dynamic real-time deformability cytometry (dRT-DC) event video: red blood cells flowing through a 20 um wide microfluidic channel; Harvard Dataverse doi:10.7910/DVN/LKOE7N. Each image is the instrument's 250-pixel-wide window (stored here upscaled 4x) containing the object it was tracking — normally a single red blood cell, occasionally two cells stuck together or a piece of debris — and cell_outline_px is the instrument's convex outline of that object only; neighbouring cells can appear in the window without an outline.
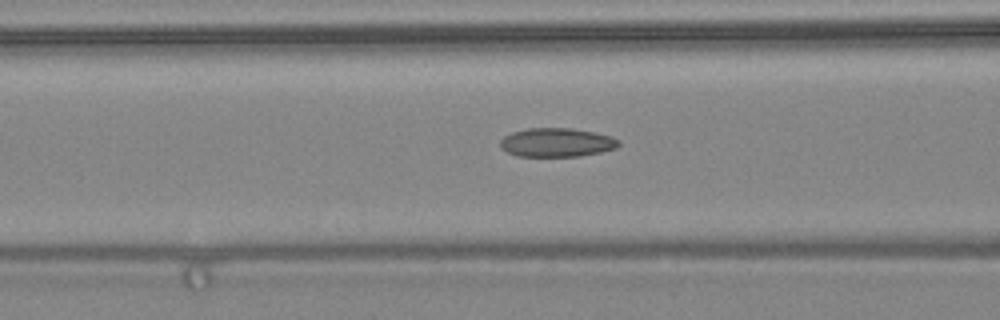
{"species": "common noctule bat (a hibernating species)", "species_latin": "Nyctalus noctula", "temperature_condition": "warm", "stored_images_in_passage": 30, "camera_frame_rate_fps": 3000, "um_per_image_px": 0.085, "animal": {"sex": "female", "body_mass_g": 24.6, "forearm_length_mm": 56.2}, "frame": {"image": 1, "passage_image": 12, "time_ms": 3.667, "image_size_px": [1000, 320], "cell_outline_px": [[620, 144], [616, 148], [600, 152], [580, 156], [516, 156], [500, 148], [500, 140], [504, 136], [512, 132], [528, 128], [572, 128], [612, 136], [620, 140]], "centroid_in_image_um": [47.31, 12.11], "position_along_channel_um": 119.3, "area_um2": 19.94}}
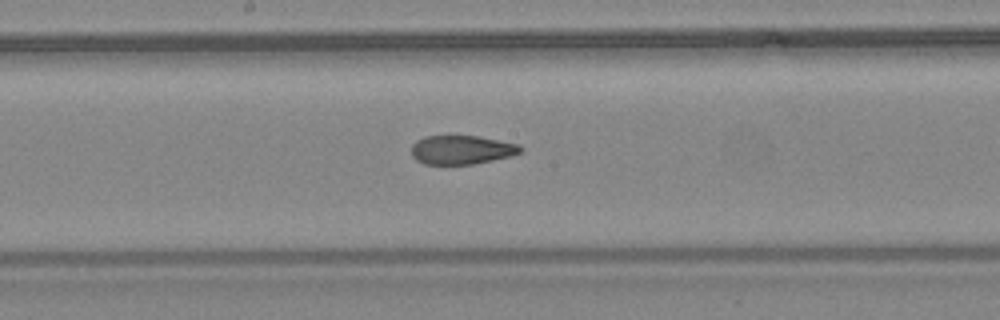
{"frame": {"image": 2, "passage_image": 18, "time_ms": 5.667, "image_size_px": [1000, 320], "cell_outline_px": [[524, 148], [520, 152], [512, 156], [472, 164], [424, 164], [416, 160], [412, 156], [412, 144], [416, 140], [424, 136], [480, 136], [520, 144]], "centroid_in_image_um": [39.25, 12.73], "position_along_channel_um": 209.0, "area_um2": 18.5}}
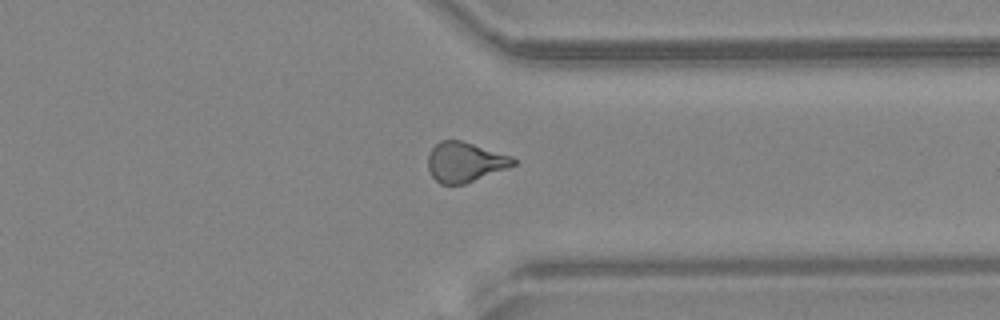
{"frame": {"image": 3, "passage_image": 29, "time_ms": 9.333, "image_size_px": [1000, 320], "cell_outline_px": [[516, 164], [508, 168], [464, 184], [440, 184], [432, 176], [428, 168], [428, 156], [432, 148], [440, 140], [460, 140], [512, 156], [516, 160]], "centroid_in_image_um": [39.52, 13.77], "position_along_channel_um": 371.9, "area_um2": 19.71}}